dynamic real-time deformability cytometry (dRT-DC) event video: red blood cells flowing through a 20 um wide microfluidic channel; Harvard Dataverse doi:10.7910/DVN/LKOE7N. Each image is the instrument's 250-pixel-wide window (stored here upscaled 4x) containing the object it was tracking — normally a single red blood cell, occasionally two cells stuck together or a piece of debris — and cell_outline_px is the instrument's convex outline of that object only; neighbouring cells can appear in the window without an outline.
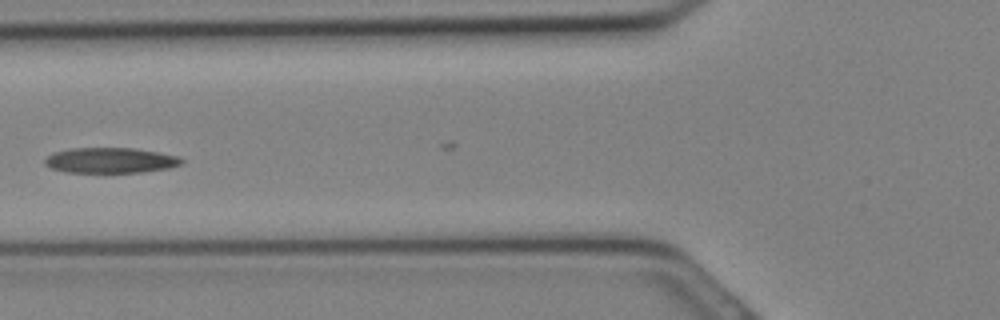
{"species": "Egyptian fruit bat (a non-hibernating species)", "species_latin": "Rousettus aegyptiacus", "temperature_condition": "cold", "stored_images_in_passage": 5, "camera_frame_rate_fps": 3000, "um_per_image_px": 0.085, "animal": {"sex": "female"}, "frame": {"image": 1, "passage_image": 2, "time_ms": 0.333, "image_size_px": [1000, 320], "cell_outline_px": [[184, 160], [180, 164], [168, 168], [140, 172], [68, 172], [52, 168], [44, 164], [44, 160], [48, 156], [56, 152], [72, 148], [136, 148], [180, 156]], "centroid_in_image_um": [9.42, 13.62], "position_along_channel_um": 116.4, "area_um2": 20.06}}
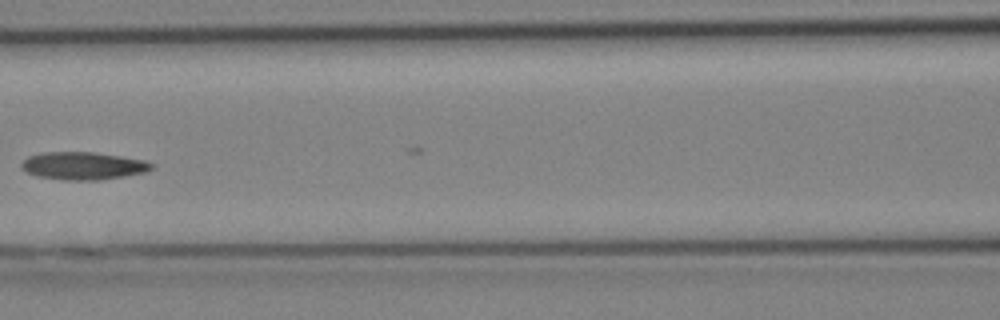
{"frame": {"image": 2, "passage_image": 4, "time_ms": 1.0, "image_size_px": [1000, 320], "cell_outline_px": [[156, 164], [152, 168], [144, 172], [124, 176], [100, 180], [64, 180], [36, 176], [20, 168], [20, 164], [28, 156], [44, 152], [92, 152], [120, 156], [144, 160]], "centroid_in_image_um": [7.05, 14.09], "position_along_channel_um": 159.5, "area_um2": 20.98}}